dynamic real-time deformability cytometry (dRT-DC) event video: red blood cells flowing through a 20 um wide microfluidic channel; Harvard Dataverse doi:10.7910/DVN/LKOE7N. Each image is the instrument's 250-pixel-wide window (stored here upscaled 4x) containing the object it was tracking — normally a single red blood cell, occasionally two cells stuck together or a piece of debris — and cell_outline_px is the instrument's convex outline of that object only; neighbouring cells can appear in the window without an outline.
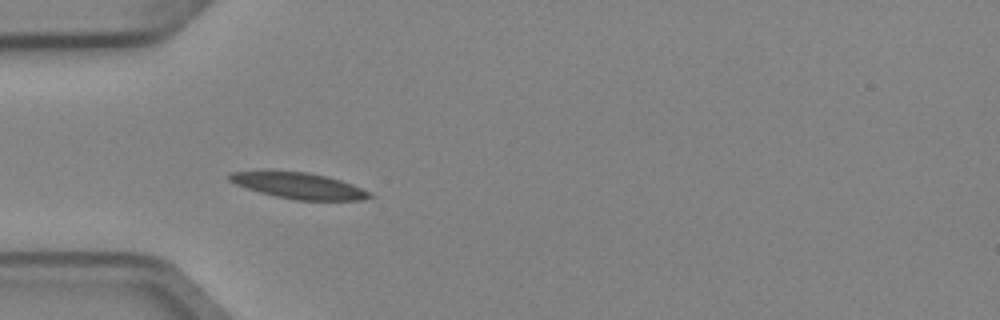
{"species": "Egyptian fruit bat (a non-hibernating species)", "species_latin": "Rousettus aegyptiacus", "temperature_condition": "cold", "stored_images_in_passage": 1, "camera_frame_rate_fps": 3000, "um_per_image_px": 0.085, "animal": {"sex": "female"}, "frame": {"image": 1, "passage_image": 1, "time_ms": 0.0, "image_size_px": [1000, 320], "cell_outline_px": [[376, 196], [364, 200], [296, 200], [276, 196], [260, 192], [236, 184], [228, 180], [228, 176], [232, 172], [308, 172], [328, 176], [352, 184], [372, 192]], "centroid_in_image_um": [25.52, 15.8], "position_along_channel_um": 59.5, "area_um2": 20.98}}